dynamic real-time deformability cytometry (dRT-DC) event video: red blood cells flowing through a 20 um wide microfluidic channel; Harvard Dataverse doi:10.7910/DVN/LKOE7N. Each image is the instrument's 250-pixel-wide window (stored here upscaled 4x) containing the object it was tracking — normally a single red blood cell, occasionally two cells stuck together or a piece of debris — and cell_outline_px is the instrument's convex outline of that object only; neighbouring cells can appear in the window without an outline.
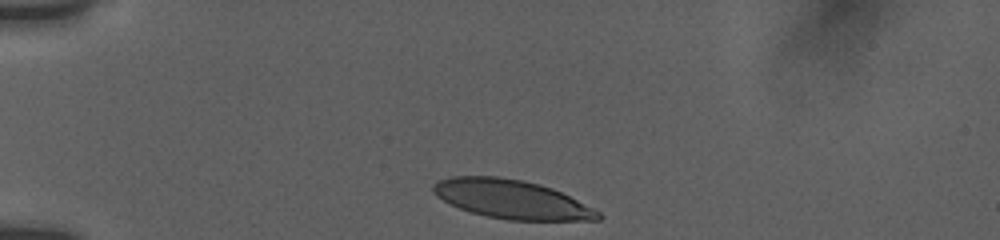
{"species": "human", "species_latin": "Homo sapiens", "temperature_condition": "room temperature", "stored_images_in_passage": 4, "camera_frame_rate_fps": 3000, "um_per_image_px": 0.085, "donor": {"sex": "female"}, "frame": {"image": 1, "passage_image": 1, "time_ms": 0.0, "image_size_px": [1000, 240], "cell_outline_px": [[604, 216], [600, 220], [508, 220], [484, 216], [448, 204], [436, 196], [432, 192], [432, 184], [440, 180], [452, 176], [496, 176], [520, 180], [540, 184], [552, 188], [600, 212]], "centroid_in_image_um": [43.44, 16.94], "position_along_channel_um": 41.6, "area_um2": 37.17}}
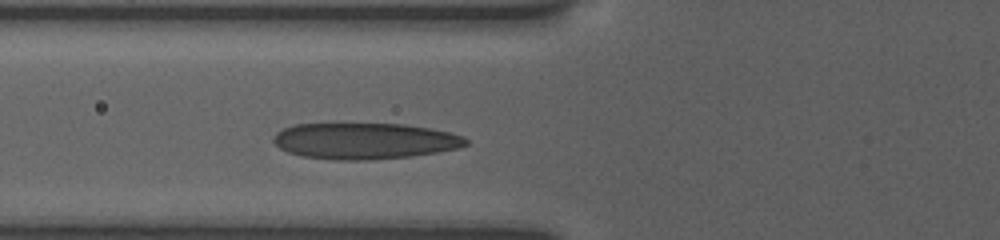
{"frame": {"image": 2, "passage_image": 4, "time_ms": 2.667, "image_size_px": [1000, 240], "cell_outline_px": [[468, 144], [460, 148], [440, 152], [412, 156], [372, 160], [336, 160], [300, 156], [288, 152], [280, 148], [272, 140], [276, 132], [284, 128], [296, 124], [404, 124], [428, 128], [448, 132], [464, 136], [468, 140]], "centroid_in_image_um": [31.01, 11.99], "position_along_channel_um": 94.8, "area_um2": 40.75}}